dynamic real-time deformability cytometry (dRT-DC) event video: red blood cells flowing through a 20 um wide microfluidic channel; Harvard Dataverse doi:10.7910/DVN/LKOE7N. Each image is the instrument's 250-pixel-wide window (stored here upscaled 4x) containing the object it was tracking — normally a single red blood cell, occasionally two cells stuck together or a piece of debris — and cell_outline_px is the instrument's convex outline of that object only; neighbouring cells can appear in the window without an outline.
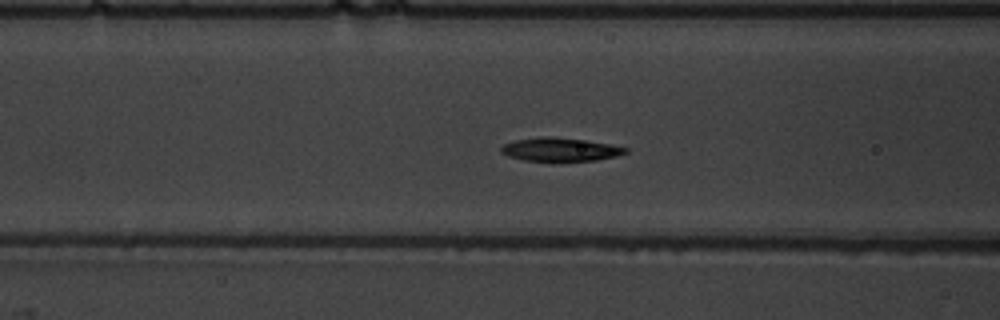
{"species": "common noctule bat (a hibernating species)", "species_latin": "Nyctalus noctula", "temperature_condition": "warm", "stored_images_in_passage": 49, "segment_of_instrument_passage": [1, 2], "camera_frame_rate_fps": 3000, "um_per_image_px": 0.085, "animal": {"sex": "male", "body_mass_g": 19.5, "forearm_length_mm": 54.6}, "frame": {"image": 1, "passage_image": 16, "time_ms": 5.0, "image_size_px": [1000, 320], "cell_outline_px": [[628, 152], [616, 156], [596, 160], [524, 160], [508, 156], [500, 152], [500, 148], [504, 144], [516, 140], [540, 136], [552, 136], [588, 140], [612, 144], [628, 148]], "centroid_in_image_um": [47.63, 12.68], "position_along_channel_um": 119.0, "area_um2": 16.94}}
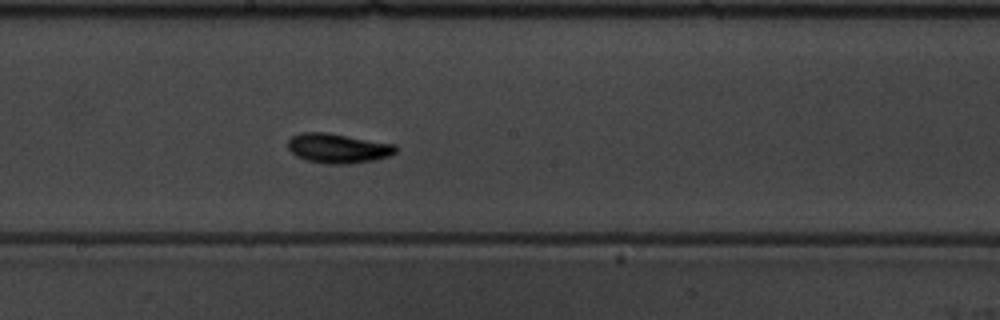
{"frame": {"image": 2, "passage_image": 24, "time_ms": 7.667, "image_size_px": [1000, 320], "cell_outline_px": [[396, 152], [388, 156], [376, 160], [348, 164], [324, 164], [304, 160], [296, 156], [288, 148], [288, 140], [292, 136], [300, 132], [324, 132], [396, 144]], "centroid_in_image_um": [28.7, 12.61], "position_along_channel_um": 219.5, "area_um2": 18.73}}
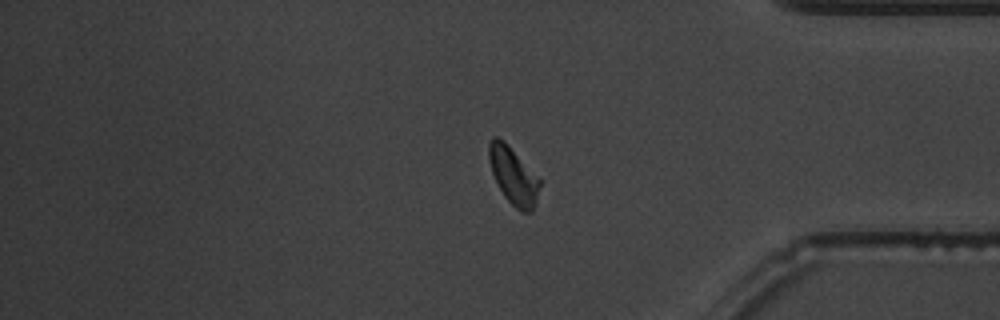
{"frame": {"image": 3, "passage_image": 39, "time_ms": 12.667, "image_size_px": [1000, 320], "cell_outline_px": [[540, 184], [536, 204], [532, 212], [520, 212], [504, 196], [492, 172], [488, 160], [488, 144], [492, 136], [496, 136], [504, 140], [540, 180]], "centroid_in_image_um": [43.62, 14.93], "position_along_channel_um": 391.6, "area_um2": 16.76}}